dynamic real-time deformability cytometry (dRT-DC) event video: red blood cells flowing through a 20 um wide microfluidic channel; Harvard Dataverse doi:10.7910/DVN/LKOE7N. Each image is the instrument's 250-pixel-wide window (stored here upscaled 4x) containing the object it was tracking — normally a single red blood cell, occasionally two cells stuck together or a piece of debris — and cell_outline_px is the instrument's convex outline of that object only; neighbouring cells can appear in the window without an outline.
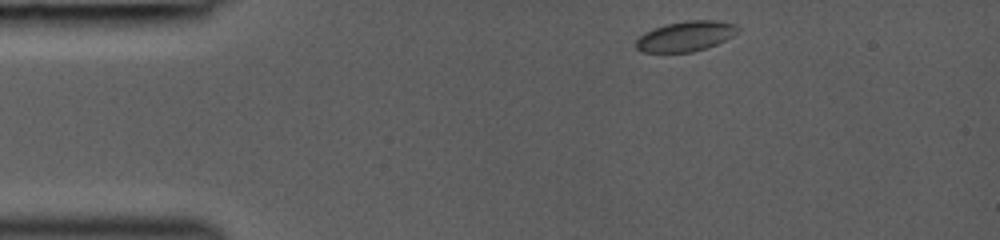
{"species": "common noctule bat (a hibernating species)", "species_latin": "Nyctalus noctula", "temperature_condition": "room temperature", "stored_images_in_passage": 12, "camera_frame_rate_fps": 3000, "um_per_image_px": 0.085, "animal": {"sex": "female", "body_mass_g": 19.0, "forearm_length_mm": 53.3}, "frame": {"image": 1, "passage_image": 1, "time_ms": 0.0, "image_size_px": [1000, 240], "cell_outline_px": [[740, 28], [732, 36], [716, 44], [692, 52], [640, 52], [636, 48], [636, 40], [644, 32], [652, 28], [668, 24], [688, 20], [716, 20], [736, 24]], "centroid_in_image_um": [58.26, 3.07], "position_along_channel_um": 26.7, "area_um2": 17.8}}
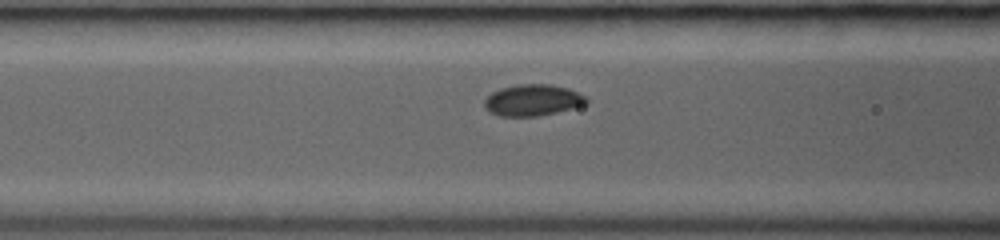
{"frame": {"image": 2, "passage_image": 9, "time_ms": 3.667, "image_size_px": [1000, 240], "cell_outline_px": [[588, 104], [556, 112], [536, 116], [500, 116], [488, 112], [484, 108], [484, 100], [492, 92], [500, 88], [516, 84], [552, 84], [568, 88], [584, 96], [588, 100]], "centroid_in_image_um": [45.25, 8.51], "position_along_channel_um": 121.4, "area_um2": 18.73}}
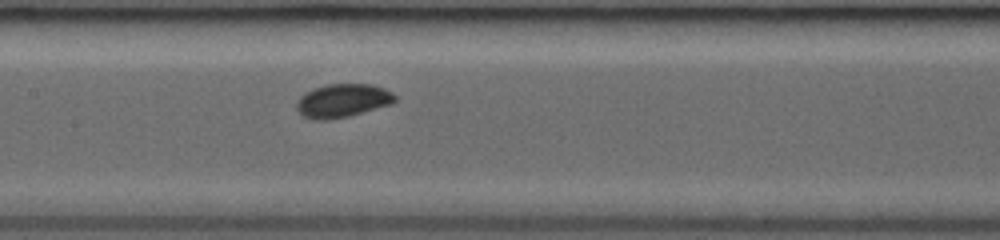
{"frame": {"image": 3, "passage_image": 12, "time_ms": 5.0, "image_size_px": [1000, 240], "cell_outline_px": [[396, 100], [392, 104], [348, 116], [328, 120], [312, 120], [304, 116], [296, 108], [296, 100], [304, 92], [312, 88], [328, 84], [372, 84], [384, 88], [392, 92], [396, 96]], "centroid_in_image_um": [29.1, 8.55], "position_along_channel_um": 178.3, "area_um2": 19.36}}